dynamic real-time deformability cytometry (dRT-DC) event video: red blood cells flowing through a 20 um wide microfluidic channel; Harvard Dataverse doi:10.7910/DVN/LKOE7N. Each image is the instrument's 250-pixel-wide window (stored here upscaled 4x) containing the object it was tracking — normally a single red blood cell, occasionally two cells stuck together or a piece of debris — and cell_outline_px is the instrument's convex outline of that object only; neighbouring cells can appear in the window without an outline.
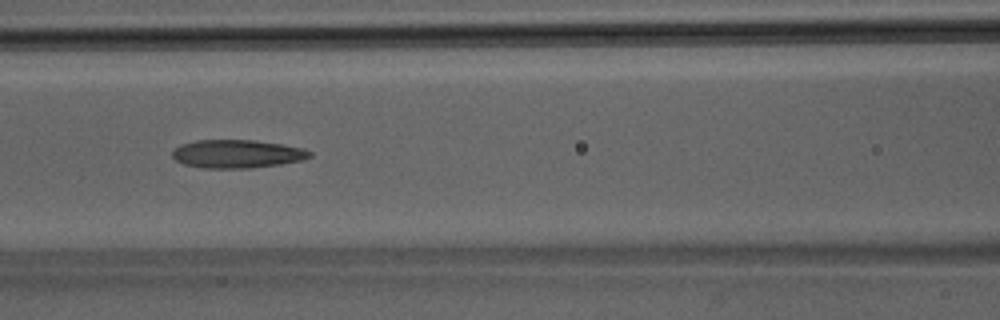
{"species": "Egyptian fruit bat (a non-hibernating species)", "species_latin": "Rousettus aegyptiacus", "temperature_condition": "room temperature", "stored_images_in_passage": 33, "camera_frame_rate_fps": 3000, "um_per_image_px": 0.085, "animal": {"sex": "male"}, "frame": {"image": 1, "passage_image": 13, "time_ms": 4.0, "image_size_px": [1000, 320], "cell_outline_px": [[312, 156], [304, 160], [280, 164], [252, 168], [204, 168], [184, 164], [176, 160], [172, 156], [172, 152], [180, 144], [196, 140], [256, 140], [304, 148], [312, 152]], "centroid_in_image_um": [20.18, 13.08], "position_along_channel_um": 146.4, "area_um2": 22.72}}
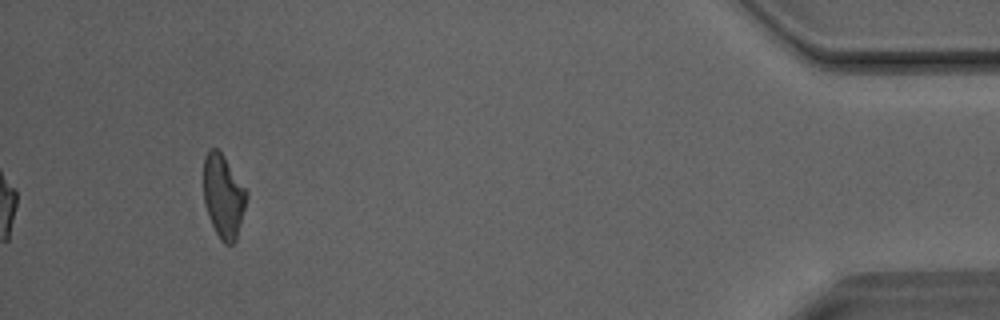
{"frame": {"image": 2, "passage_image": 33, "time_ms": 10.667, "image_size_px": [1000, 320], "cell_outline_px": [[248, 196], [236, 240], [232, 244], [224, 244], [220, 240], [208, 216], [204, 204], [204, 156], [208, 148], [216, 148], [224, 156], [248, 192]], "centroid_in_image_um": [18.98, 16.67], "position_along_channel_um": 416.2, "area_um2": 20.92}}